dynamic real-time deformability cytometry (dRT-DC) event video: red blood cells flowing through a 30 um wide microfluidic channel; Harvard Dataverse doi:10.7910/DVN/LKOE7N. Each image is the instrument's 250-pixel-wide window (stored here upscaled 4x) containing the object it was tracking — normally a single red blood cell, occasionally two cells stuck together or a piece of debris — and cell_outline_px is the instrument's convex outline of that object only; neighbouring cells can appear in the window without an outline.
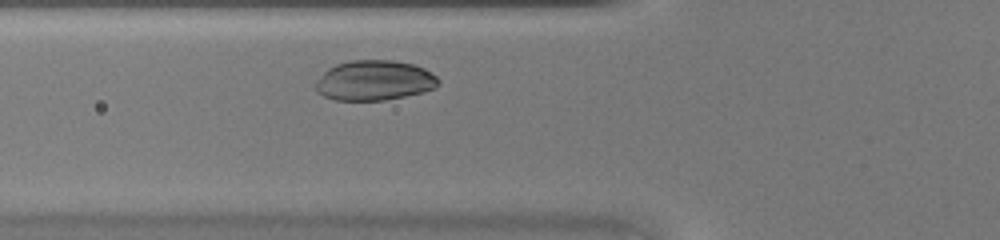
{"species": "common noctule bat (a hibernating species)", "species_latin": "Nyctalus noctula", "temperature_condition": "warm", "stored_images_in_passage": 27, "camera_frame_rate_fps": 3000, "um_per_image_px": 0.085, "animal": {"sex": "female", "body_mass_g": 20.0, "forearm_length_mm": 54.0}, "frame": {"image": 1, "passage_image": 5, "time_ms": 1.333, "image_size_px": [1000, 240], "cell_outline_px": [[440, 84], [436, 88], [424, 92], [384, 100], [336, 100], [324, 96], [316, 92], [316, 80], [328, 68], [336, 64], [352, 60], [392, 60], [412, 64], [424, 68], [436, 76], [440, 80]], "centroid_in_image_um": [31.83, 6.84], "position_along_channel_um": 94.0, "area_um2": 28.73}}
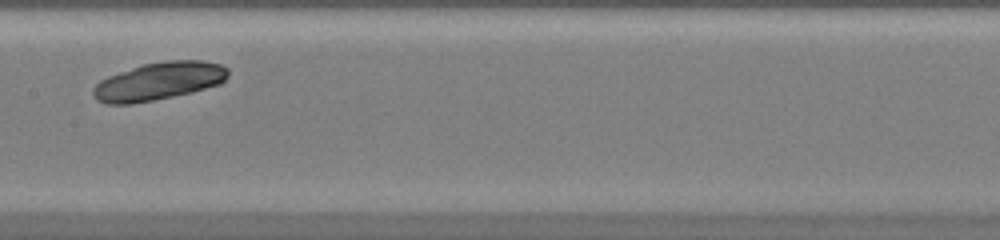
{"frame": {"image": 2, "passage_image": 12, "time_ms": 3.667, "image_size_px": [1000, 240], "cell_outline_px": [[228, 76], [220, 84], [192, 92], [152, 100], [128, 104], [108, 104], [96, 100], [92, 92], [92, 88], [100, 80], [108, 76], [140, 64], [164, 60], [204, 60], [220, 64], [228, 68]], "centroid_in_image_um": [13.49, 6.88], "position_along_channel_um": 193.9, "area_um2": 29.88}}
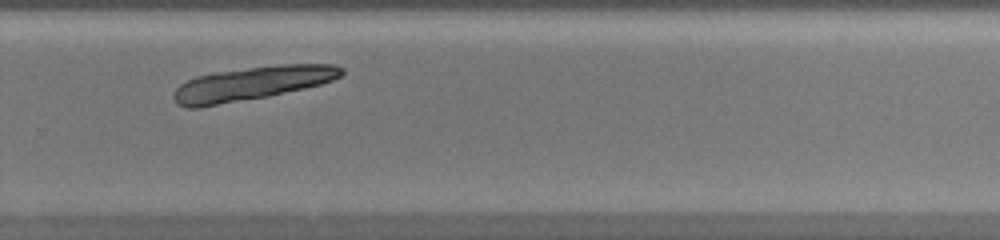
{"frame": {"image": 3, "passage_image": 20, "time_ms": 6.333, "image_size_px": [1000, 240], "cell_outline_px": [[344, 72], [340, 76], [332, 80], [320, 84], [304, 88], [268, 96], [200, 108], [184, 108], [176, 104], [172, 96], [176, 88], [180, 84], [196, 76], [216, 72], [280, 64], [336, 64], [344, 68]], "centroid_in_image_um": [21.38, 7.1], "position_along_channel_um": 308.4, "area_um2": 33.0}}